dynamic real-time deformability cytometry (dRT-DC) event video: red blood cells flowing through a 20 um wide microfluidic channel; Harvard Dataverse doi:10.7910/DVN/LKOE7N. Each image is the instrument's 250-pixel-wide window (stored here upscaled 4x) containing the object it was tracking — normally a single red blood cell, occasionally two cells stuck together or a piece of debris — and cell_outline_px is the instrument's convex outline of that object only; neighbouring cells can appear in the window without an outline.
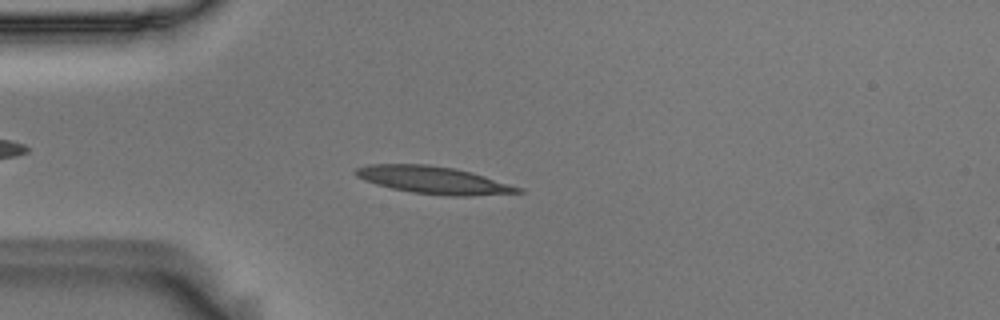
{"species": "Egyptian fruit bat (a non-hibernating species)", "species_latin": "Rousettus aegyptiacus", "temperature_condition": "room temperature", "stored_images_in_passage": 54, "camera_frame_rate_fps": 3000, "um_per_image_px": 0.085, "animal": {"sex": "male"}, "frame": {"image": 1, "passage_image": 13, "time_ms": 4.0, "image_size_px": [1000, 320], "cell_outline_px": [[524, 192], [472, 196], [444, 196], [412, 192], [392, 188], [376, 184], [364, 180], [356, 176], [352, 172], [356, 168], [368, 164], [428, 164], [456, 168], [472, 172], [524, 188]], "centroid_in_image_um": [36.87, 15.3], "position_along_channel_um": 48.1, "area_um2": 26.18}}
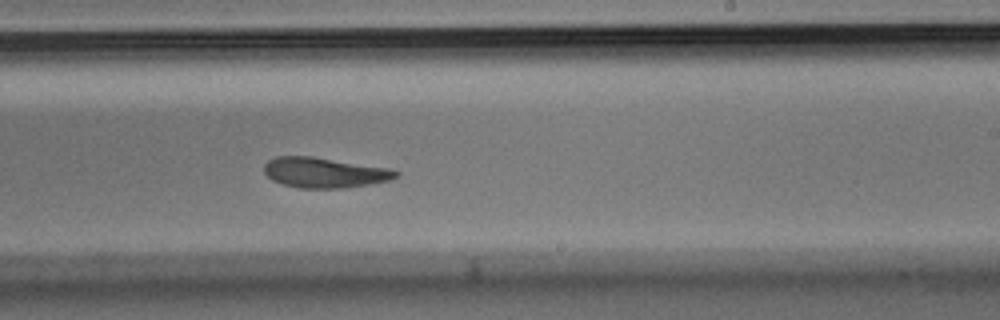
{"frame": {"image": 2, "passage_image": 32, "time_ms": 10.333, "image_size_px": [1000, 320], "cell_outline_px": [[400, 176], [388, 180], [368, 184], [344, 188], [300, 188], [284, 184], [272, 180], [264, 172], [264, 164], [268, 160], [276, 156], [312, 156], [388, 168], [400, 172]], "centroid_in_image_um": [27.56, 14.66], "position_along_channel_um": 261.4, "area_um2": 23.12}}
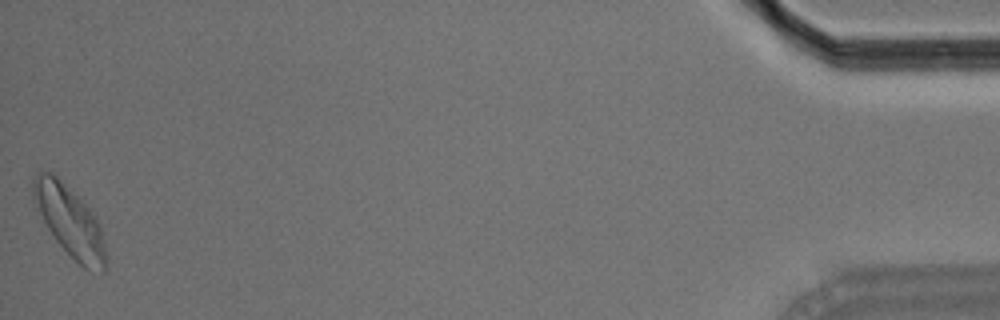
{"frame": {"image": 3, "passage_image": 54, "time_ms": 17.667, "image_size_px": [1000, 320], "cell_outline_px": [[108, 264], [104, 272], [84, 268], [56, 240], [48, 228], [32, 200], [32, 180], [36, 172], [52, 172], [96, 216], [100, 224]], "centroid_in_image_um": [5.93, 18.8], "position_along_channel_um": 429.3, "area_um2": 29.3}, "authors_computed_cell_mechanics": {"area_um2": 24.4494, "velocity_mm_per_s": 3.5748, "shape_relaxation_time_tau1_ms": 7.0284, "shape_relaxation_time_tau2_ms": 3.5599, "deformation_change_tau1": 0.2076, "deformation_change_tau2": 0.1073}}